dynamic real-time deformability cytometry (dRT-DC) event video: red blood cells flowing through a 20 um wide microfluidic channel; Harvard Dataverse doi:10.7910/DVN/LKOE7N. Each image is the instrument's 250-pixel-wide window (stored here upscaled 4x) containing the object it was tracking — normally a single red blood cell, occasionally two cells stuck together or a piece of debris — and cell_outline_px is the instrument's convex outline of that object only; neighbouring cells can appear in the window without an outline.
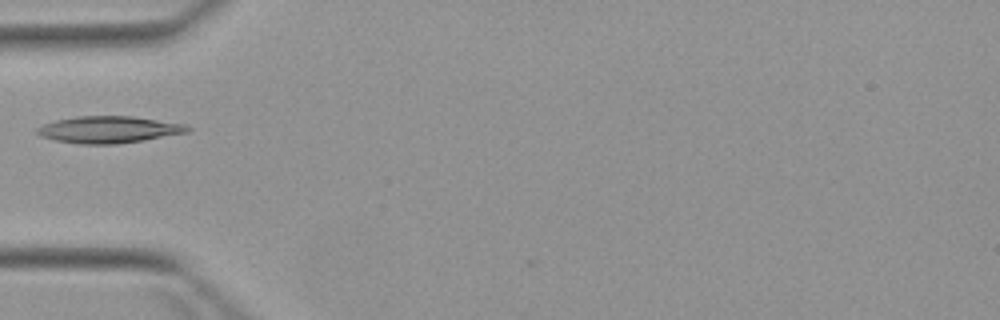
{"species": "Egyptian fruit bat (a non-hibernating species)", "species_latin": "Rousettus aegyptiacus", "temperature_condition": "warm", "stored_images_in_passage": 6, "camera_frame_rate_fps": 3000, "um_per_image_px": 0.085, "animal": {"sex": "female"}, "frame": {"image": 1, "passage_image": 5, "time_ms": 4.667, "image_size_px": [1000, 320], "cell_outline_px": [[192, 128], [188, 132], [144, 140], [116, 144], [80, 144], [56, 140], [40, 136], [36, 132], [36, 128], [44, 124], [56, 120], [76, 116], [132, 116], [184, 124]], "centroid_in_image_um": [9.23, 11.01], "position_along_channel_um": 75.8, "area_um2": 23.41}}
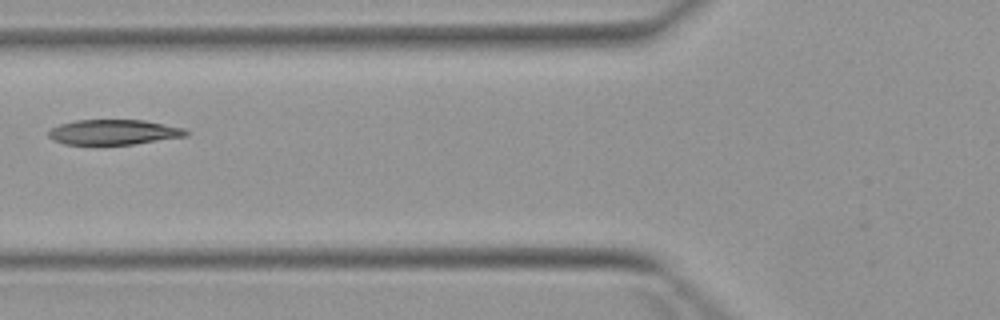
{"frame": {"image": 2, "passage_image": 6, "time_ms": 5.667, "image_size_px": [1000, 320], "cell_outline_px": [[188, 136], [136, 144], [64, 144], [52, 140], [48, 136], [48, 132], [52, 128], [60, 124], [76, 120], [144, 120], [184, 128], [188, 132]], "centroid_in_image_um": [9.68, 11.23], "position_along_channel_um": 116.1, "area_um2": 20.11}}